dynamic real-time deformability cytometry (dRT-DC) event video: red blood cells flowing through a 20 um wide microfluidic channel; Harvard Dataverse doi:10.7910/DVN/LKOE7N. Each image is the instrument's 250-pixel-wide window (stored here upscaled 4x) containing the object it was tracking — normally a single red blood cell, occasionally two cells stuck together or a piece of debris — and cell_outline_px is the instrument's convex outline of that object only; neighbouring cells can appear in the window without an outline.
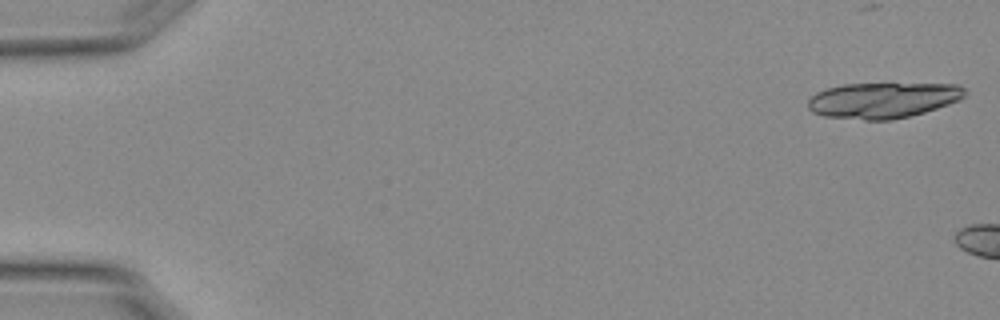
{"species": "Egyptian fruit bat (a non-hibernating species)", "species_latin": "Rousettus aegyptiacus", "temperature_condition": "warm", "stored_images_in_passage": 10, "camera_frame_rate_fps": 3000, "um_per_image_px": 0.085, "animal": {"sex": "female"}, "frame": {"image": 1, "passage_image": 1, "time_ms": 0.0, "image_size_px": [1000, 320], "cell_outline_px": [[968, 92], [960, 100], [924, 112], [892, 120], [864, 120], [824, 116], [812, 112], [808, 108], [808, 100], [816, 92], [824, 88], [844, 84], [960, 84]], "centroid_in_image_um": [75.04, 8.51], "position_along_channel_um": 10.0, "area_um2": 32.71}}